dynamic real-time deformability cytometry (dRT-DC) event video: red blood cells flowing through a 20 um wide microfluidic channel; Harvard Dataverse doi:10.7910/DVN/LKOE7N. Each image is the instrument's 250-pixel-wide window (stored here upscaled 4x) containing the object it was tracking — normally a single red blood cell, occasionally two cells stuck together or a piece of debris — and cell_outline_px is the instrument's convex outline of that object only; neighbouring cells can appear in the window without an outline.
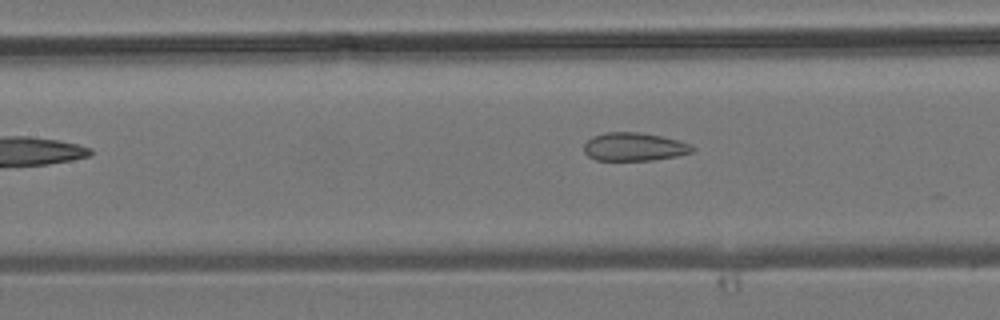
{"species": "common noctule bat (a hibernating species)", "species_latin": "Nyctalus noctula", "temperature_condition": "room temperature", "stored_images_in_passage": 6, "camera_frame_rate_fps": 3000, "um_per_image_px": 0.085, "animal": {"sex": "male", "body_mass_g": 19.2, "forearm_length_mm": 51.8}, "frame": {"image": 1, "passage_image": 5, "time_ms": 6.0, "image_size_px": [1000, 320], "cell_outline_px": [[696, 148], [692, 152], [676, 156], [652, 160], [596, 160], [588, 156], [584, 152], [584, 144], [592, 136], [604, 132], [640, 132], [660, 136], [692, 144]], "centroid_in_image_um": [53.89, 12.47], "position_along_channel_um": 153.5, "area_um2": 17.86}}